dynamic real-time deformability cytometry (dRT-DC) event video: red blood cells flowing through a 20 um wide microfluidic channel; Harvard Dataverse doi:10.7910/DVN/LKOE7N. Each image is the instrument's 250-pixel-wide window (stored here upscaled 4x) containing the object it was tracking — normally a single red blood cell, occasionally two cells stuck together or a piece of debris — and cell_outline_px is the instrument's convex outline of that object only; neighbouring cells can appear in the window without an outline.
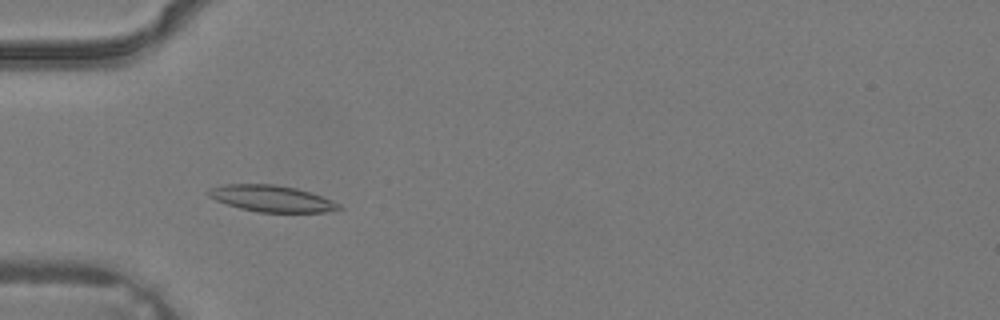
{"species": "common noctule bat (a hibernating species)", "species_latin": "Nyctalus noctula", "temperature_condition": "warm", "stored_images_in_passage": 5, "camera_frame_rate_fps": 3000, "um_per_image_px": 0.085, "animal": {"sex": "male", "body_mass_g": 19.2, "forearm_length_mm": 51.8}, "frame": {"image": 1, "passage_image": 4, "time_ms": 1.0, "image_size_px": [1000, 320], "cell_outline_px": [[344, 208], [324, 212], [256, 212], [240, 208], [216, 200], [208, 196], [204, 192], [208, 188], [224, 184], [276, 184], [296, 188], [332, 200], [340, 204]], "centroid_in_image_um": [23.04, 16.87], "position_along_channel_um": 62.0, "area_um2": 20.11}}
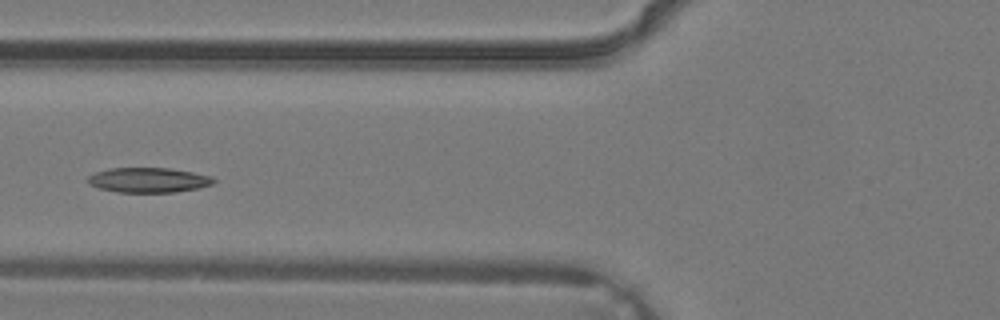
{"frame": {"image": 2, "passage_image": 5, "time_ms": 1.333, "image_size_px": [1000, 320], "cell_outline_px": [[216, 180], [212, 184], [200, 188], [176, 192], [120, 192], [100, 188], [88, 184], [88, 176], [96, 172], [108, 168], [168, 168], [192, 172], [212, 176]], "centroid_in_image_um": [12.64, 15.3], "position_along_channel_um": 113.2, "area_um2": 18.21}}